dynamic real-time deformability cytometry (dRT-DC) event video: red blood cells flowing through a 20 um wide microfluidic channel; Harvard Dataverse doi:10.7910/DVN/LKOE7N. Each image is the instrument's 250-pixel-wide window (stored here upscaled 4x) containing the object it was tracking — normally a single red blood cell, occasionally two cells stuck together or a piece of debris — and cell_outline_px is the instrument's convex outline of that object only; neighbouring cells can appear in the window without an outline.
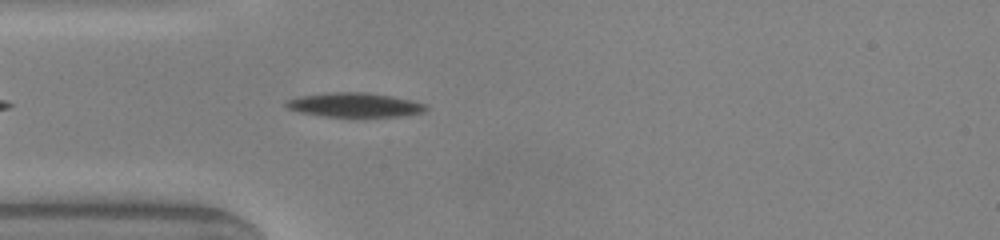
{"species": "common noctule bat (a hibernating species)", "species_latin": "Nyctalus noctula", "temperature_condition": "warm", "stored_images_in_passage": 41, "camera_frame_rate_fps": 3000, "um_per_image_px": 0.085, "animal": {"sex": "male", "body_mass_g": 20.0, "forearm_length_mm": 53.3}, "frame": {"image": 1, "passage_image": 4, "time_ms": 1.0, "image_size_px": [1000, 240], "cell_outline_px": [[428, 108], [424, 112], [400, 116], [320, 116], [300, 112], [288, 108], [284, 104], [288, 100], [300, 96], [336, 92], [368, 92], [412, 100], [424, 104]], "centroid_in_image_um": [30.15, 8.91], "position_along_channel_um": 54.8, "area_um2": 19.48}}
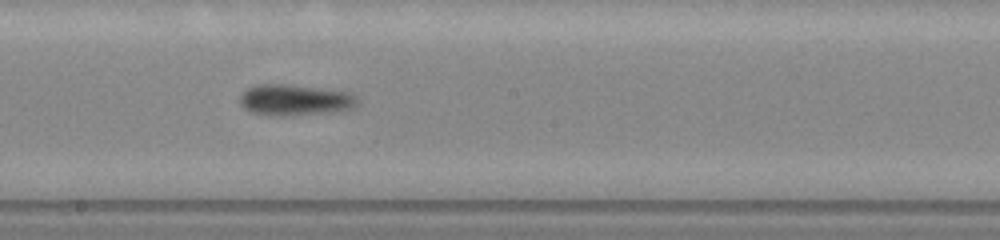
{"frame": {"image": 2, "passage_image": 17, "time_ms": 5.333, "image_size_px": [1000, 240], "cell_outline_px": [[360, 100], [352, 108], [340, 112], [276, 116], [252, 112], [244, 108], [240, 104], [240, 96], [248, 88], [256, 84], [284, 84], [344, 92], [356, 96]], "centroid_in_image_um": [25.06, 8.51], "position_along_channel_um": 223.1, "area_um2": 21.04}}
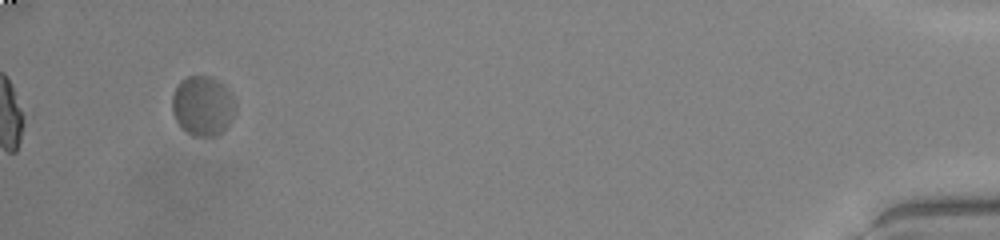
{"frame": {"image": 3, "passage_image": 38, "time_ms": 12.333, "image_size_px": [1000, 240], "cell_outline_px": [[236, 104], [232, 116], [228, 124], [216, 136], [192, 136], [176, 120], [172, 112], [172, 96], [176, 84], [180, 80], [188, 76], [208, 76], [216, 80], [236, 100]], "centroid_in_image_um": [17.19, 8.99], "position_along_channel_um": 418.0, "area_um2": 21.68}, "authors_computed_cell_mechanics": {"area_um2": 20.6346, "velocity_mm_per_s": 3.9565, "shape_relaxation_time_tau1_ms": 3.17, "shape_relaxation_time_tau2_ms": 5.6896, "deformation_change_tau1": 0.1353, "deformation_change_tau2": 0.0972}}